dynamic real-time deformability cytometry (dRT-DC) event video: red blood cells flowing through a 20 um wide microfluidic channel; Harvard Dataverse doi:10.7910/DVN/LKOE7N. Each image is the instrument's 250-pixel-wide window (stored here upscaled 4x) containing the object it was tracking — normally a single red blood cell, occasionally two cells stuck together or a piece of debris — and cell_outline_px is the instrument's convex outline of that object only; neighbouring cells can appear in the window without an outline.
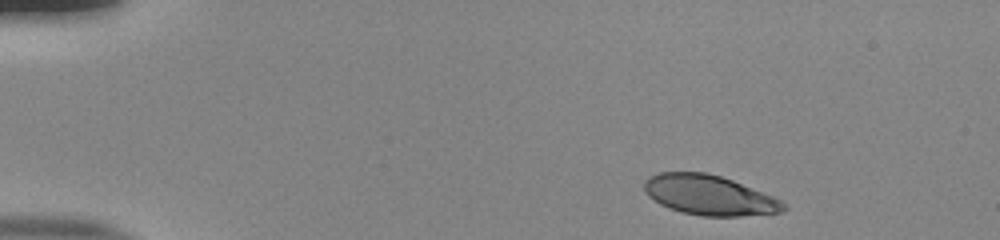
{"species": "human", "species_latin": "Homo sapiens", "temperature_condition": "room temperature", "stored_images_in_passage": 46, "camera_frame_rate_fps": 3000, "um_per_image_px": 0.085, "donor": {"sex": "male"}, "frame": {"image": 1, "passage_image": 1, "time_ms": 0.0, "image_size_px": [1000, 240], "cell_outline_px": [[788, 208], [784, 212], [740, 216], [700, 216], [680, 212], [668, 208], [660, 204], [648, 196], [644, 188], [644, 180], [648, 176], [660, 172], [704, 172], [720, 176], [732, 180], [772, 196], [780, 200]], "centroid_in_image_um": [60.26, 16.59], "position_along_channel_um": 24.7, "area_um2": 32.43}}
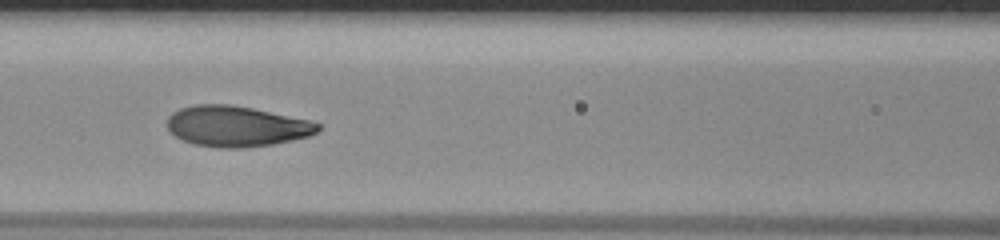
{"frame": {"image": 2, "passage_image": 18, "time_ms": 5.667, "image_size_px": [1000, 240], "cell_outline_px": [[320, 128], [316, 132], [308, 136], [292, 140], [272, 144], [240, 148], [216, 148], [196, 144], [184, 140], [168, 132], [168, 116], [172, 112], [180, 108], [196, 104], [228, 104], [252, 108], [308, 120], [320, 124]], "centroid_in_image_um": [20.06, 10.73], "position_along_channel_um": 146.5, "area_um2": 35.49}}
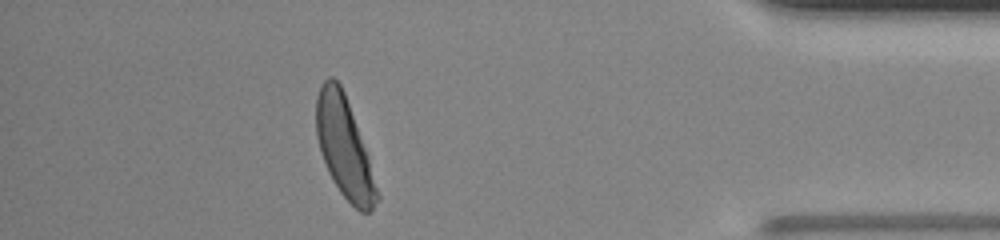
{"frame": {"image": 3, "passage_image": 41, "time_ms": 13.333, "image_size_px": [1000, 240], "cell_outline_px": [[380, 200], [368, 212], [360, 212], [340, 192], [332, 180], [328, 172], [320, 152], [316, 136], [316, 96], [320, 84], [328, 76], [332, 76], [340, 84], [344, 92], [368, 156], [380, 196]], "centroid_in_image_um": [29.24, 12.52], "position_along_channel_um": 406.0, "area_um2": 35.32}, "authors_computed_cell_mechanics": {"area_um2": 35.5181, "velocity_mm_per_s": 3.8846, "shape_relaxation_time_tau1_ms": 2.9114, "shape_relaxation_time_tau2_ms": null, "deformation_change_tau1": 0.1736, "deformation_change_tau2": null}}